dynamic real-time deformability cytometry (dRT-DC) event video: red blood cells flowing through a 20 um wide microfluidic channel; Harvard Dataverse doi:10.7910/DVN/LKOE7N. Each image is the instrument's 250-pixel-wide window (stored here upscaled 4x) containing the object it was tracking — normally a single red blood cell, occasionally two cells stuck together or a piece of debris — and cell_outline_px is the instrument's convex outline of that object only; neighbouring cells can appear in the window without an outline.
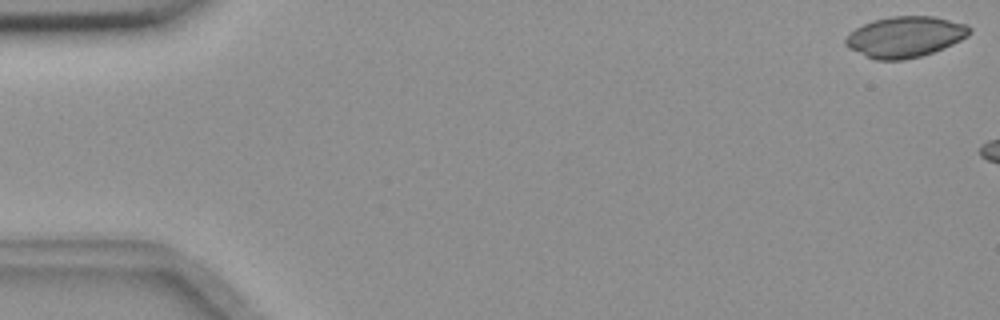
{"species": "common noctule bat (a hibernating species)", "species_latin": "Nyctalus noctula", "temperature_condition": "room temperature", "stored_images_in_passage": 3, "camera_frame_rate_fps": 3000, "um_per_image_px": 0.085, "animal": {"sex": "female", "body_mass_g": 18.4}, "frame": {"image": 1, "passage_image": 1, "time_ms": 0.0, "image_size_px": [1000, 320], "cell_outline_px": [[972, 32], [968, 36], [952, 44], [932, 52], [920, 56], [904, 60], [876, 60], [848, 48], [844, 44], [844, 40], [856, 28], [872, 20], [892, 16], [932, 16], [968, 24], [972, 28]], "centroid_in_image_um": [76.95, 3.12], "position_along_channel_um": 8.0, "area_um2": 29.42}}